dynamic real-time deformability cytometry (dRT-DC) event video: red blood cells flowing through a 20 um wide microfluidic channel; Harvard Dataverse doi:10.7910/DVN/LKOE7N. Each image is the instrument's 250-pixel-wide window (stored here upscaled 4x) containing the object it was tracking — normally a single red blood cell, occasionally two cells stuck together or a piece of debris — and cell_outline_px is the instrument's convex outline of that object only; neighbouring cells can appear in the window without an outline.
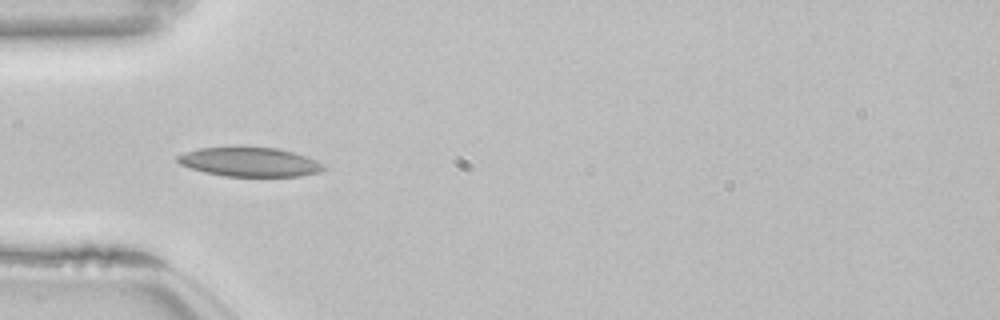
{"species": "common noctule bat (a hibernating species)", "species_latin": "Nyctalus noctula", "temperature_condition": "room temperature", "stored_images_in_passage": 18, "camera_frame_rate_fps": 3000, "um_per_image_px": 0.085, "animal": {"sex": "female", "body_mass_g": 22.7, "forearm_length_mm": 54.2}, "frame": {"image": 1, "passage_image": 3, "time_ms": 0.667, "image_size_px": [1000, 320], "cell_outline_px": [[328, 168], [320, 172], [300, 176], [224, 176], [204, 172], [180, 164], [176, 160], [176, 156], [184, 152], [200, 148], [240, 144], [276, 148], [292, 152], [316, 160], [324, 164]], "centroid_in_image_um": [21.2, 13.73], "position_along_channel_um": 63.8, "area_um2": 25.61}}
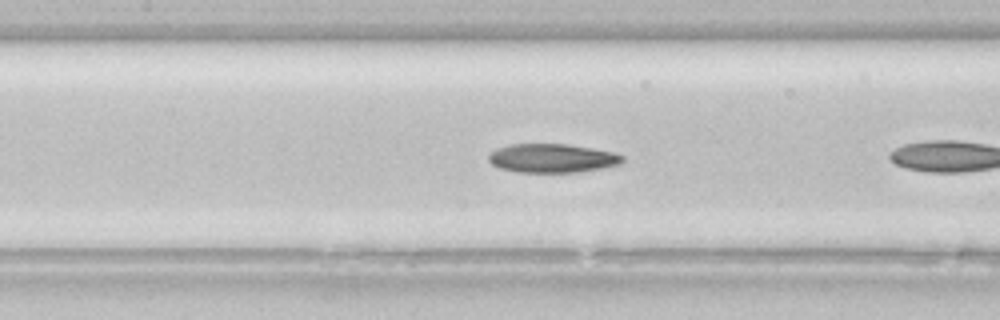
{"frame": {"image": 2, "passage_image": 8, "time_ms": 2.333, "image_size_px": [1000, 320], "cell_outline_px": [[624, 160], [620, 164], [580, 172], [516, 172], [500, 168], [492, 164], [488, 160], [488, 156], [496, 148], [512, 144], [564, 144], [592, 148], [616, 152], [624, 156]], "centroid_in_image_um": [46.95, 13.45], "position_along_channel_um": 160.5, "area_um2": 22.48}}